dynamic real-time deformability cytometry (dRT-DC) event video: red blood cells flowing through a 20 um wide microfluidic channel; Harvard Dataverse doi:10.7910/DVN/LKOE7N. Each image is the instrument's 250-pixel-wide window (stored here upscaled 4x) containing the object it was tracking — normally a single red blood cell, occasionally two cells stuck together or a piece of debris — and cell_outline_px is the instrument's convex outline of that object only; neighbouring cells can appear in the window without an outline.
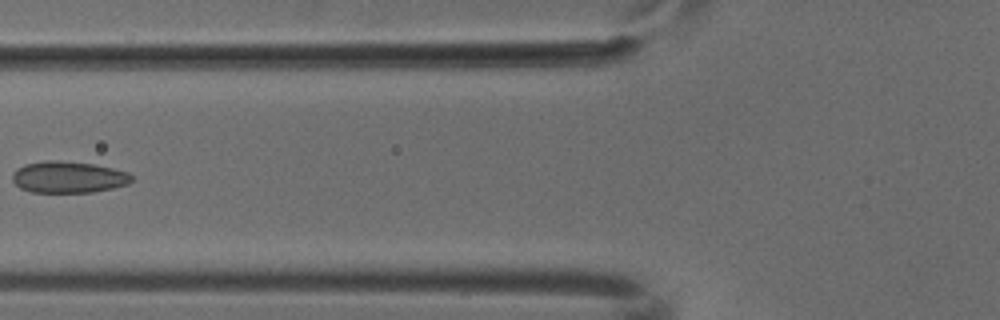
{"species": "common noctule bat (a hibernating species)", "species_latin": "Nyctalus noctula", "temperature_condition": "cold", "stored_images_in_passage": 7, "camera_frame_rate_fps": 3000, "um_per_image_px": 0.085, "animal": {"sex": "male", "body_mass_g": 18.8}, "frame": {"image": 1, "passage_image": 6, "time_ms": 1.667, "image_size_px": [1000, 320], "cell_outline_px": [[132, 180], [128, 184], [112, 188], [92, 192], [32, 192], [20, 188], [12, 180], [12, 172], [16, 168], [24, 164], [44, 160], [56, 160], [92, 164], [112, 168], [128, 172], [132, 176]], "centroid_in_image_um": [5.77, 15.05], "position_along_channel_um": 120.0, "area_um2": 21.96}}
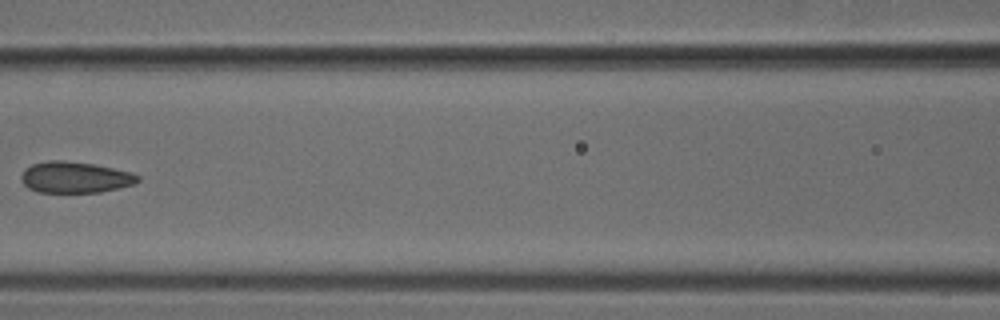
{"frame": {"image": 2, "passage_image": 7, "time_ms": 2.0, "image_size_px": [1000, 320], "cell_outline_px": [[140, 180], [132, 184], [120, 188], [100, 192], [36, 192], [28, 188], [20, 180], [20, 176], [24, 168], [32, 164], [48, 160], [64, 160], [92, 164], [132, 172], [140, 176]], "centroid_in_image_um": [6.34, 15.07], "position_along_channel_um": 160.3, "area_um2": 21.33}}